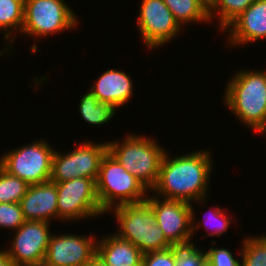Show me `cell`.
Masks as SVG:
<instances>
[{"mask_svg": "<svg viewBox=\"0 0 266 266\" xmlns=\"http://www.w3.org/2000/svg\"><path fill=\"white\" fill-rule=\"evenodd\" d=\"M209 150L200 149L174 157H170V153L166 151L157 183L150 192L163 199L193 202L197 203V206H204L213 174V155Z\"/></svg>", "mask_w": 266, "mask_h": 266, "instance_id": "6da1fadb", "label": "cell"}, {"mask_svg": "<svg viewBox=\"0 0 266 266\" xmlns=\"http://www.w3.org/2000/svg\"><path fill=\"white\" fill-rule=\"evenodd\" d=\"M224 88L225 109L245 127L258 134L266 132V70L243 69L228 79Z\"/></svg>", "mask_w": 266, "mask_h": 266, "instance_id": "7a4b0ae2", "label": "cell"}, {"mask_svg": "<svg viewBox=\"0 0 266 266\" xmlns=\"http://www.w3.org/2000/svg\"><path fill=\"white\" fill-rule=\"evenodd\" d=\"M134 133L130 132L122 141H107V151L151 191L157 183L166 150L156 138Z\"/></svg>", "mask_w": 266, "mask_h": 266, "instance_id": "3957f363", "label": "cell"}, {"mask_svg": "<svg viewBox=\"0 0 266 266\" xmlns=\"http://www.w3.org/2000/svg\"><path fill=\"white\" fill-rule=\"evenodd\" d=\"M117 221L116 235L130 241L145 254L171 248L162 229L157 225L153 209L147 201L122 204L111 208Z\"/></svg>", "mask_w": 266, "mask_h": 266, "instance_id": "277c9868", "label": "cell"}, {"mask_svg": "<svg viewBox=\"0 0 266 266\" xmlns=\"http://www.w3.org/2000/svg\"><path fill=\"white\" fill-rule=\"evenodd\" d=\"M96 182L101 208L108 211L122 204L146 201L150 191L107 151L102 157ZM149 192V193H148Z\"/></svg>", "mask_w": 266, "mask_h": 266, "instance_id": "5b68a950", "label": "cell"}, {"mask_svg": "<svg viewBox=\"0 0 266 266\" xmlns=\"http://www.w3.org/2000/svg\"><path fill=\"white\" fill-rule=\"evenodd\" d=\"M78 17L64 0H25L21 36L44 39L73 31L80 25Z\"/></svg>", "mask_w": 266, "mask_h": 266, "instance_id": "8992f818", "label": "cell"}, {"mask_svg": "<svg viewBox=\"0 0 266 266\" xmlns=\"http://www.w3.org/2000/svg\"><path fill=\"white\" fill-rule=\"evenodd\" d=\"M45 138L10 149L0 157V166L28 185L50 181L52 159L56 149Z\"/></svg>", "mask_w": 266, "mask_h": 266, "instance_id": "52a82bcc", "label": "cell"}, {"mask_svg": "<svg viewBox=\"0 0 266 266\" xmlns=\"http://www.w3.org/2000/svg\"><path fill=\"white\" fill-rule=\"evenodd\" d=\"M55 183L58 220L75 222L106 215L99 203L94 179L80 177Z\"/></svg>", "mask_w": 266, "mask_h": 266, "instance_id": "ba28073f", "label": "cell"}, {"mask_svg": "<svg viewBox=\"0 0 266 266\" xmlns=\"http://www.w3.org/2000/svg\"><path fill=\"white\" fill-rule=\"evenodd\" d=\"M83 140L68 153L55 150L50 181L64 182L80 177L97 180L102 157L107 152V142Z\"/></svg>", "mask_w": 266, "mask_h": 266, "instance_id": "9c48e42d", "label": "cell"}, {"mask_svg": "<svg viewBox=\"0 0 266 266\" xmlns=\"http://www.w3.org/2000/svg\"><path fill=\"white\" fill-rule=\"evenodd\" d=\"M140 1L136 24L145 48L149 51L159 49L181 33L183 28L163 0Z\"/></svg>", "mask_w": 266, "mask_h": 266, "instance_id": "30bf717a", "label": "cell"}, {"mask_svg": "<svg viewBox=\"0 0 266 266\" xmlns=\"http://www.w3.org/2000/svg\"><path fill=\"white\" fill-rule=\"evenodd\" d=\"M146 201L153 209L156 223L173 246L195 244L192 238V211L190 203L148 195Z\"/></svg>", "mask_w": 266, "mask_h": 266, "instance_id": "8fae6325", "label": "cell"}, {"mask_svg": "<svg viewBox=\"0 0 266 266\" xmlns=\"http://www.w3.org/2000/svg\"><path fill=\"white\" fill-rule=\"evenodd\" d=\"M50 228L44 221H25L4 251L17 266H42L52 235Z\"/></svg>", "mask_w": 266, "mask_h": 266, "instance_id": "7c38bea8", "label": "cell"}, {"mask_svg": "<svg viewBox=\"0 0 266 266\" xmlns=\"http://www.w3.org/2000/svg\"><path fill=\"white\" fill-rule=\"evenodd\" d=\"M52 233L42 266H82L96 256L97 236ZM85 235V236H84Z\"/></svg>", "mask_w": 266, "mask_h": 266, "instance_id": "4fadbf2b", "label": "cell"}, {"mask_svg": "<svg viewBox=\"0 0 266 266\" xmlns=\"http://www.w3.org/2000/svg\"><path fill=\"white\" fill-rule=\"evenodd\" d=\"M227 44L235 48L266 40V0H255L225 30Z\"/></svg>", "mask_w": 266, "mask_h": 266, "instance_id": "5bb4252c", "label": "cell"}, {"mask_svg": "<svg viewBox=\"0 0 266 266\" xmlns=\"http://www.w3.org/2000/svg\"><path fill=\"white\" fill-rule=\"evenodd\" d=\"M56 183L47 181L29 185L26 194L21 198L20 205L25 221L58 220Z\"/></svg>", "mask_w": 266, "mask_h": 266, "instance_id": "9a60e30c", "label": "cell"}, {"mask_svg": "<svg viewBox=\"0 0 266 266\" xmlns=\"http://www.w3.org/2000/svg\"><path fill=\"white\" fill-rule=\"evenodd\" d=\"M97 78L89 89L100 102L120 109L134 96V81L124 71L110 68Z\"/></svg>", "mask_w": 266, "mask_h": 266, "instance_id": "2e32d148", "label": "cell"}, {"mask_svg": "<svg viewBox=\"0 0 266 266\" xmlns=\"http://www.w3.org/2000/svg\"><path fill=\"white\" fill-rule=\"evenodd\" d=\"M101 238H97L96 256L104 266H141L143 253L130 241L119 238L115 232Z\"/></svg>", "mask_w": 266, "mask_h": 266, "instance_id": "e0dca14e", "label": "cell"}, {"mask_svg": "<svg viewBox=\"0 0 266 266\" xmlns=\"http://www.w3.org/2000/svg\"><path fill=\"white\" fill-rule=\"evenodd\" d=\"M25 0H0V33H3L5 46L0 50V56L12 55L11 43L21 34L24 21ZM15 34V35H13ZM17 34V35H16ZM10 46V47H9ZM9 52V53H8Z\"/></svg>", "mask_w": 266, "mask_h": 266, "instance_id": "ac0fdd59", "label": "cell"}, {"mask_svg": "<svg viewBox=\"0 0 266 266\" xmlns=\"http://www.w3.org/2000/svg\"><path fill=\"white\" fill-rule=\"evenodd\" d=\"M78 104L81 119L94 127L112 122L111 119L118 113L114 106L100 102L90 89L80 98Z\"/></svg>", "mask_w": 266, "mask_h": 266, "instance_id": "d6986e66", "label": "cell"}, {"mask_svg": "<svg viewBox=\"0 0 266 266\" xmlns=\"http://www.w3.org/2000/svg\"><path fill=\"white\" fill-rule=\"evenodd\" d=\"M178 24L183 27L191 23H208V7L201 0H163Z\"/></svg>", "mask_w": 266, "mask_h": 266, "instance_id": "ffe728a7", "label": "cell"}, {"mask_svg": "<svg viewBox=\"0 0 266 266\" xmlns=\"http://www.w3.org/2000/svg\"><path fill=\"white\" fill-rule=\"evenodd\" d=\"M191 205V211H192V238L194 237L193 234L196 236V232L200 231V228H205L204 231L207 232L204 236L201 237L202 238H206V237H213L216 235V237H220L223 236V234H225V232H227L228 228H230V224H232V219L234 221L233 217H229V215H227V213H225L224 210L221 209V207L219 206H212L209 210V219H206V216H203L205 218L200 219L199 221L197 220V218L195 217V210L194 209V204L190 203ZM214 207V208H213ZM207 214V213H204ZM197 221H196V220ZM209 223V224H208ZM211 223V224H210ZM213 225V226H211ZM209 226H211L209 230ZM211 231V232H210ZM195 232V233H194Z\"/></svg>", "mask_w": 266, "mask_h": 266, "instance_id": "44dd1931", "label": "cell"}, {"mask_svg": "<svg viewBox=\"0 0 266 266\" xmlns=\"http://www.w3.org/2000/svg\"><path fill=\"white\" fill-rule=\"evenodd\" d=\"M255 0H215L208 8L210 21L217 17L218 28L224 30L242 14ZM215 17V18H214ZM219 21V22H218Z\"/></svg>", "mask_w": 266, "mask_h": 266, "instance_id": "7402d4cb", "label": "cell"}, {"mask_svg": "<svg viewBox=\"0 0 266 266\" xmlns=\"http://www.w3.org/2000/svg\"><path fill=\"white\" fill-rule=\"evenodd\" d=\"M248 236V237H247ZM239 257L241 266H266V234L242 238Z\"/></svg>", "mask_w": 266, "mask_h": 266, "instance_id": "603a6c76", "label": "cell"}, {"mask_svg": "<svg viewBox=\"0 0 266 266\" xmlns=\"http://www.w3.org/2000/svg\"><path fill=\"white\" fill-rule=\"evenodd\" d=\"M29 185L0 166V203H20Z\"/></svg>", "mask_w": 266, "mask_h": 266, "instance_id": "cb8c5ba5", "label": "cell"}, {"mask_svg": "<svg viewBox=\"0 0 266 266\" xmlns=\"http://www.w3.org/2000/svg\"><path fill=\"white\" fill-rule=\"evenodd\" d=\"M24 222L20 203H0V229L16 231Z\"/></svg>", "mask_w": 266, "mask_h": 266, "instance_id": "d4e9b609", "label": "cell"}, {"mask_svg": "<svg viewBox=\"0 0 266 266\" xmlns=\"http://www.w3.org/2000/svg\"><path fill=\"white\" fill-rule=\"evenodd\" d=\"M206 262V252L195 244L176 246V266H202Z\"/></svg>", "mask_w": 266, "mask_h": 266, "instance_id": "484cf974", "label": "cell"}, {"mask_svg": "<svg viewBox=\"0 0 266 266\" xmlns=\"http://www.w3.org/2000/svg\"><path fill=\"white\" fill-rule=\"evenodd\" d=\"M205 252L209 266H241V259L236 258L235 253H232L229 248L212 246Z\"/></svg>", "mask_w": 266, "mask_h": 266, "instance_id": "4316f807", "label": "cell"}, {"mask_svg": "<svg viewBox=\"0 0 266 266\" xmlns=\"http://www.w3.org/2000/svg\"><path fill=\"white\" fill-rule=\"evenodd\" d=\"M141 266H176V246L143 254Z\"/></svg>", "mask_w": 266, "mask_h": 266, "instance_id": "83f0119b", "label": "cell"}, {"mask_svg": "<svg viewBox=\"0 0 266 266\" xmlns=\"http://www.w3.org/2000/svg\"><path fill=\"white\" fill-rule=\"evenodd\" d=\"M0 266H17L15 262L4 251V248L0 249Z\"/></svg>", "mask_w": 266, "mask_h": 266, "instance_id": "f1b7e54d", "label": "cell"}, {"mask_svg": "<svg viewBox=\"0 0 266 266\" xmlns=\"http://www.w3.org/2000/svg\"><path fill=\"white\" fill-rule=\"evenodd\" d=\"M82 266H104V265L101 262V260L97 256H95L89 262L83 264Z\"/></svg>", "mask_w": 266, "mask_h": 266, "instance_id": "f546056e", "label": "cell"}, {"mask_svg": "<svg viewBox=\"0 0 266 266\" xmlns=\"http://www.w3.org/2000/svg\"><path fill=\"white\" fill-rule=\"evenodd\" d=\"M201 1L209 8L215 0H201Z\"/></svg>", "mask_w": 266, "mask_h": 266, "instance_id": "4dcf8cb0", "label": "cell"}, {"mask_svg": "<svg viewBox=\"0 0 266 266\" xmlns=\"http://www.w3.org/2000/svg\"><path fill=\"white\" fill-rule=\"evenodd\" d=\"M202 266H209V264L207 262H205Z\"/></svg>", "mask_w": 266, "mask_h": 266, "instance_id": "1f68e13d", "label": "cell"}]
</instances>
